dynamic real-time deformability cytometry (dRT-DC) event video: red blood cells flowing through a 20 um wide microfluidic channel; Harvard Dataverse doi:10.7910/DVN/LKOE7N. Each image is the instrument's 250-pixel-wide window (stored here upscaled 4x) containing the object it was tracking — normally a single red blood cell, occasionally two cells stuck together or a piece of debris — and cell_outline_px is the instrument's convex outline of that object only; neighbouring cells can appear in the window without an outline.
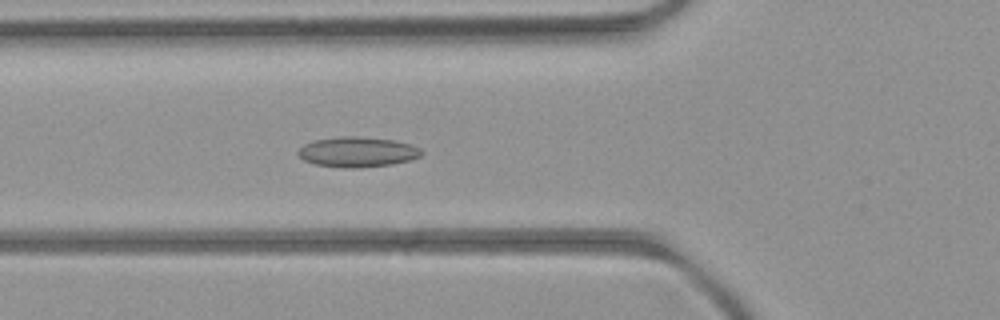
{"species": "common noctule bat (a hibernating species)", "species_latin": "Nyctalus noctula", "temperature_condition": "room temperature", "stored_images_in_passage": 53, "camera_frame_rate_fps": 3000, "um_per_image_px": 0.085, "animal": {"sex": "female", "body_mass_g": 21.9}, "frame": {"image": 1, "passage_image": 20, "time_ms": 6.333, "image_size_px": [1000, 320], "cell_outline_px": [[424, 152], [420, 156], [408, 160], [392, 164], [360, 168], [340, 168], [316, 164], [304, 160], [296, 152], [304, 144], [312, 140], [340, 136], [356, 136], [396, 140], [420, 148]], "centroid_in_image_um": [30.36, 12.91], "position_along_channel_um": 95.4, "area_um2": 21.79}}
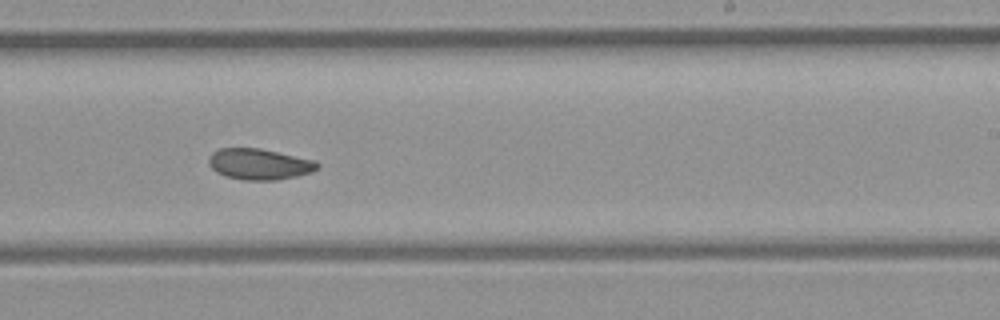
{"frame": {"image": 2, "passage_image": 33, "time_ms": 10.667, "image_size_px": [1000, 320], "cell_outline_px": [[320, 168], [312, 172], [296, 176], [276, 180], [244, 180], [224, 176], [216, 172], [208, 164], [208, 156], [212, 152], [220, 148], [260, 148], [312, 160], [320, 164]], "centroid_in_image_um": [22.0, 13.95], "position_along_channel_um": 267.0, "area_um2": 19.65}}
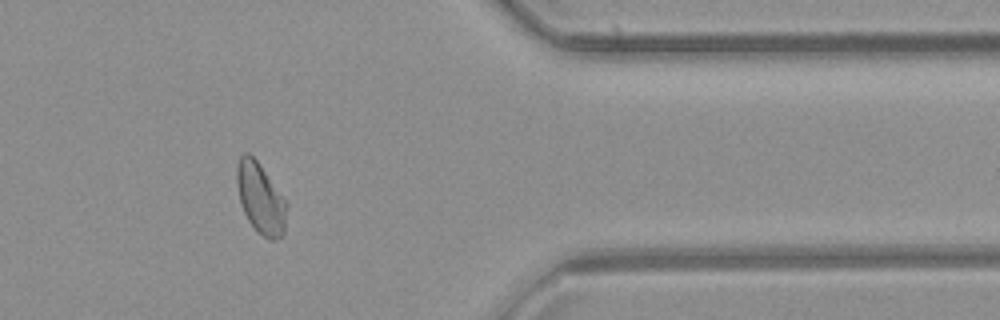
{"frame": {"image": 3, "passage_image": 44, "time_ms": 14.333, "image_size_px": [1000, 320], "cell_outline_px": [[288, 204], [284, 232], [280, 236], [272, 240], [268, 240], [248, 220], [240, 204], [236, 184], [236, 168], [240, 156], [244, 152], [248, 152], [256, 160], [288, 200]], "centroid_in_image_um": [22.16, 16.83], "position_along_channel_um": 389.2, "area_um2": 20.69}, "authors_computed_cell_mechanics": {"area_um2": 20.8658, "velocity_mm_per_s": 3.9452, "shape_relaxation_time_tau1_ms": 10.5505, "shape_relaxation_time_tau2_ms": 3.6761, "deformation_change_tau1": 0.1534, "deformation_change_tau2": 0.0548}}